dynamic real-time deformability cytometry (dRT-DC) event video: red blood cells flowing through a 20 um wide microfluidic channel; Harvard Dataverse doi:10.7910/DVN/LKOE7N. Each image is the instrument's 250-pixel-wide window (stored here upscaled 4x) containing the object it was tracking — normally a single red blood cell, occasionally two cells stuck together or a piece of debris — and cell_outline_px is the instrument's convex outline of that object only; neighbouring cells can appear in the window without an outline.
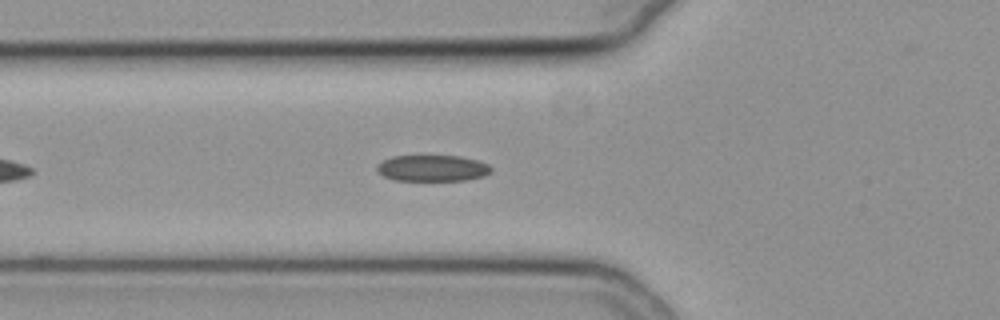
{"species": "common noctule bat (a hibernating species)", "species_latin": "Nyctalus noctula", "temperature_condition": "cold", "stored_images_in_passage": 41, "camera_frame_rate_fps": 3000, "um_per_image_px": 0.085, "animal": {"sex": "female", "body_mass_g": 19.3, "forearm_length_mm": 54.1}, "frame": {"image": 1, "passage_image": 8, "time_ms": 2.333, "image_size_px": [1000, 320], "cell_outline_px": [[492, 172], [484, 176], [464, 180], [396, 180], [384, 176], [376, 172], [376, 164], [392, 156], [460, 156], [480, 160], [488, 164], [492, 168]], "centroid_in_image_um": [36.77, 14.29], "position_along_channel_um": 89.0, "area_um2": 17.57}}
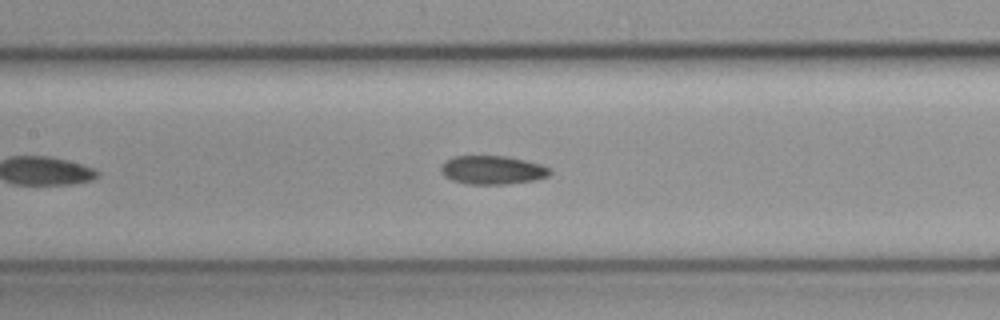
{"frame": {"image": 2, "passage_image": 14, "time_ms": 4.333, "image_size_px": [1000, 320], "cell_outline_px": [[552, 172], [548, 176], [536, 180], [504, 184], [468, 184], [452, 180], [444, 176], [440, 172], [440, 168], [452, 156], [504, 156], [544, 164], [552, 168]], "centroid_in_image_um": [41.9, 14.45], "position_along_channel_um": 165.5, "area_um2": 18.26}}
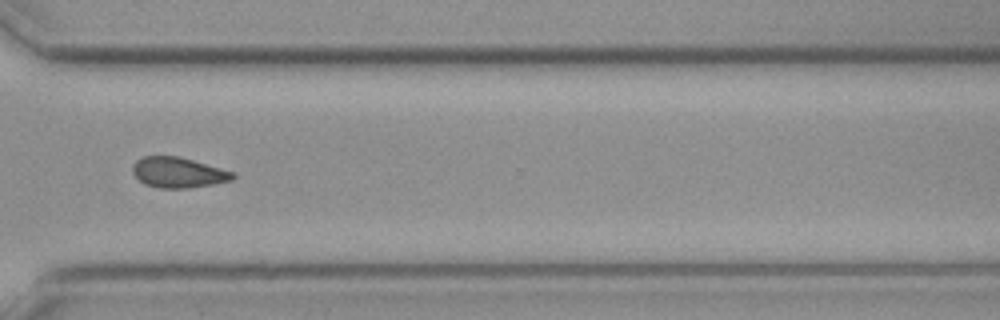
{"frame": {"image": 3, "passage_image": 29, "time_ms": 9.333, "image_size_px": [1000, 320], "cell_outline_px": [[236, 176], [232, 180], [212, 184], [188, 188], [156, 188], [144, 184], [132, 172], [132, 164], [136, 160], [144, 156], [176, 156], [192, 160], [236, 172]], "centroid_in_image_um": [15.14, 14.66], "position_along_channel_um": 355.5, "area_um2": 17.8}}